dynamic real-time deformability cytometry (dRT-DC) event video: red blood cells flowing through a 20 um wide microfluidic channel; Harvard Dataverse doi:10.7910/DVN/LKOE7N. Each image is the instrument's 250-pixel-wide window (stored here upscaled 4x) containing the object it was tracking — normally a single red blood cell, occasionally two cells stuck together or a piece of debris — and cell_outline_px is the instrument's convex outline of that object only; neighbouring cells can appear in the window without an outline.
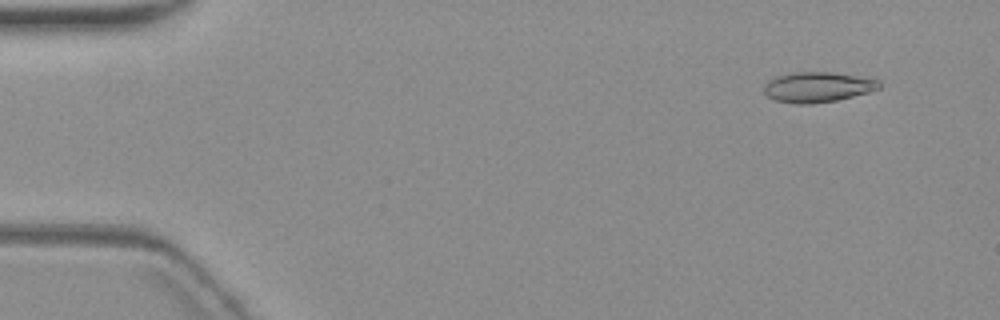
{"species": "common noctule bat (a hibernating species)", "species_latin": "Nyctalus noctula", "temperature_condition": "warm", "stored_images_in_passage": 4, "camera_frame_rate_fps": 3000, "um_per_image_px": 0.085, "animal": {"sex": "female", "body_mass_g": 19.3, "forearm_length_mm": 54.1}, "frame": {"image": 1, "passage_image": 1, "time_ms": 0.0, "image_size_px": [1000, 320], "cell_outline_px": [[880, 88], [868, 92], [836, 100], [812, 104], [796, 104], [776, 100], [768, 96], [764, 92], [764, 84], [768, 80], [776, 76], [792, 72], [832, 72], [880, 80]], "centroid_in_image_um": [69.47, 7.4], "position_along_channel_um": 15.5, "area_um2": 20.23}}
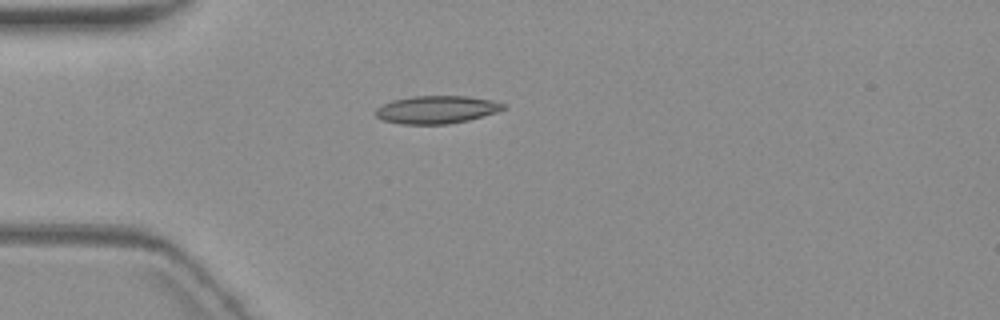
{"frame": {"image": 2, "passage_image": 4, "time_ms": 3.667, "image_size_px": [1000, 320], "cell_outline_px": [[508, 108], [496, 112], [468, 120], [448, 124], [400, 124], [384, 120], [376, 116], [376, 108], [392, 100], [412, 96], [468, 96], [492, 100], [508, 104]], "centroid_in_image_um": [37.15, 9.31], "position_along_channel_um": 47.8, "area_um2": 20.75}}